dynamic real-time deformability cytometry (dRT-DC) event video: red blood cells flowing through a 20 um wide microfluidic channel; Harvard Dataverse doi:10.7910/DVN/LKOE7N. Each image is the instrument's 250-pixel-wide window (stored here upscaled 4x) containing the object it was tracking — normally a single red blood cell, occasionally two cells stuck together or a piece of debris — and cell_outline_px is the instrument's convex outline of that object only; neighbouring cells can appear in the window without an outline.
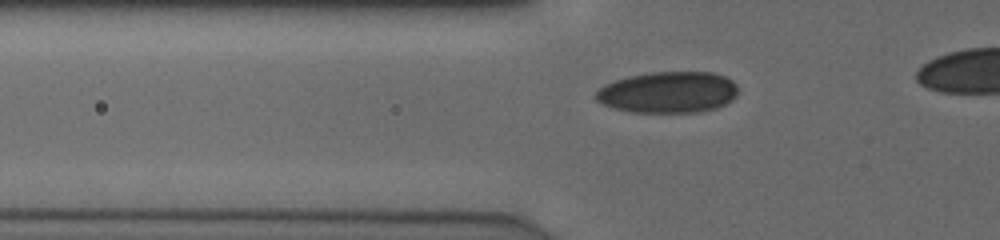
{"species": "human", "species_latin": "Homo sapiens", "temperature_condition": "cold", "stored_images_in_passage": 37, "camera_frame_rate_fps": 3000, "um_per_image_px": 0.085, "donor": {"sex": "male"}, "frame": {"image": 1, "passage_image": 8, "time_ms": 2.333, "image_size_px": [1000, 240], "cell_outline_px": [[736, 96], [732, 100], [716, 108], [696, 112], [632, 112], [616, 108], [604, 104], [596, 100], [596, 92], [604, 84], [628, 76], [652, 72], [712, 72], [724, 76], [732, 80], [736, 84]], "centroid_in_image_um": [56.8, 7.83], "position_along_channel_um": 69.0, "area_um2": 34.04}}
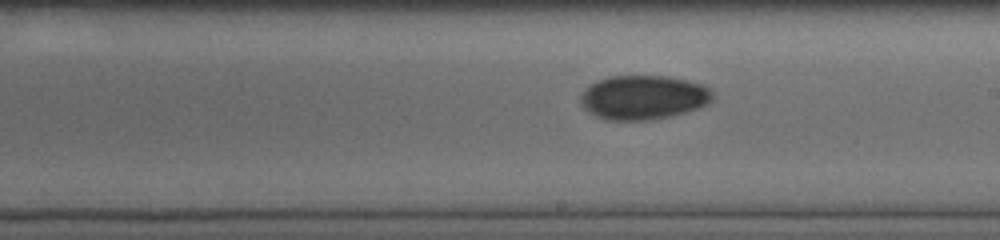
{"frame": {"image": 2, "passage_image": 21, "time_ms": 6.667, "image_size_px": [1000, 240], "cell_outline_px": [[712, 100], [708, 104], [700, 108], [672, 116], [652, 120], [604, 120], [588, 112], [580, 104], [580, 96], [592, 84], [608, 76], [668, 76], [700, 84], [708, 88], [712, 92]], "centroid_in_image_um": [54.68, 8.3], "position_along_channel_um": 234.3, "area_um2": 33.99}}
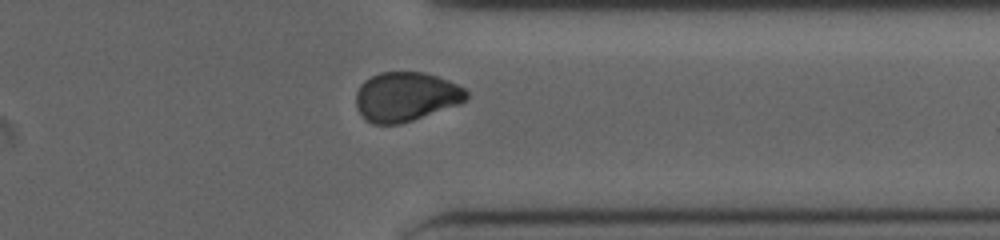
{"frame": {"image": 3, "passage_image": 32, "time_ms": 10.333, "image_size_px": [1000, 240], "cell_outline_px": [[468, 96], [460, 104], [400, 124], [372, 124], [360, 112], [356, 104], [356, 92], [360, 84], [364, 80], [380, 72], [424, 72], [448, 80], [464, 88], [468, 92]], "centroid_in_image_um": [34.5, 8.21], "position_along_channel_um": 376.9, "area_um2": 31.56}}